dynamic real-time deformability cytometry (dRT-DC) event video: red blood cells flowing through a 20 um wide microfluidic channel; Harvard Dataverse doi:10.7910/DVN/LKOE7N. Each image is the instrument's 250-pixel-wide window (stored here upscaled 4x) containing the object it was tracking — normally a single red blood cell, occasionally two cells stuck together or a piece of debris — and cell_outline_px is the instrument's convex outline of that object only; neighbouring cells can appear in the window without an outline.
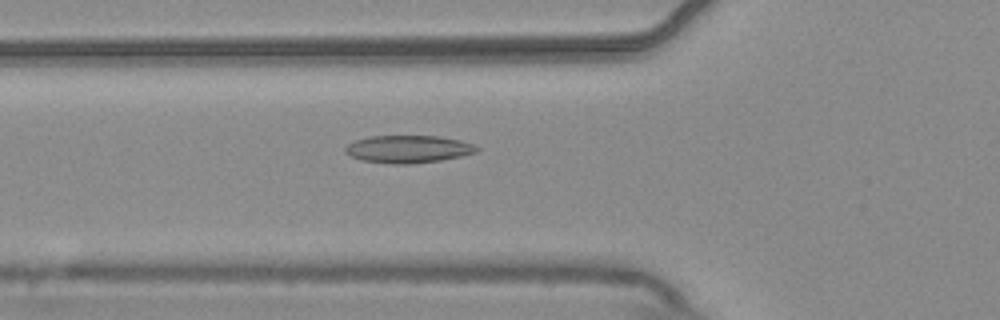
{"species": "common noctule bat (a hibernating species)", "species_latin": "Nyctalus noctula", "temperature_condition": "warm", "stored_images_in_passage": 37, "camera_frame_rate_fps": 3000, "um_per_image_px": 0.085, "animal": {"sex": "male", "body_mass_g": 20.4}, "frame": {"image": 1, "passage_image": 2, "time_ms": 0.333, "image_size_px": [1000, 320], "cell_outline_px": [[480, 148], [476, 152], [460, 156], [440, 160], [408, 164], [392, 164], [360, 160], [348, 156], [344, 152], [344, 148], [348, 144], [356, 140], [368, 136], [440, 136], [460, 140], [472, 144]], "centroid_in_image_um": [34.64, 12.67], "position_along_channel_um": 91.2, "area_um2": 21.15}}
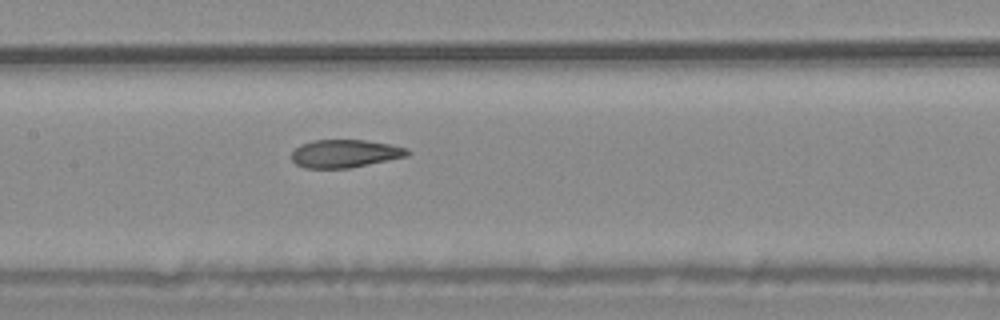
{"frame": {"image": 2, "passage_image": 9, "time_ms": 2.667, "image_size_px": [1000, 320], "cell_outline_px": [[412, 152], [408, 156], [348, 168], [304, 168], [296, 164], [292, 160], [292, 152], [300, 144], [312, 140], [364, 140], [388, 144], [408, 148]], "centroid_in_image_um": [29.32, 13.05], "position_along_channel_um": 178.1, "area_um2": 18.84}}
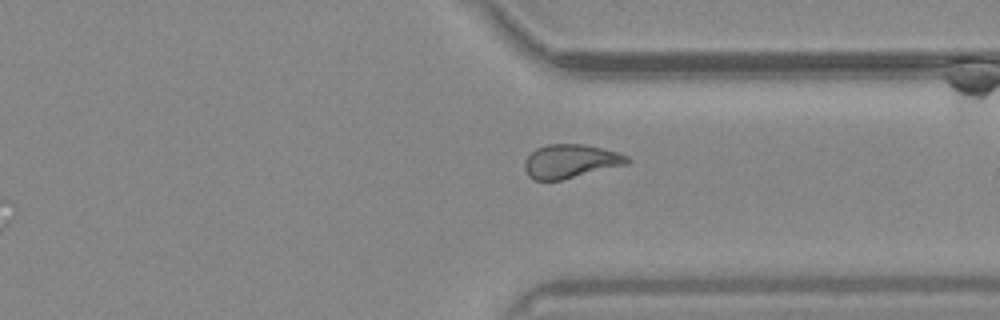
{"frame": {"image": 3, "passage_image": 24, "time_ms": 7.667, "image_size_px": [1000, 320], "cell_outline_px": [[632, 160], [628, 164], [560, 180], [532, 180], [528, 176], [524, 168], [524, 160], [536, 148], [548, 144], [584, 144], [616, 152], [628, 156]], "centroid_in_image_um": [48.47, 13.71], "position_along_channel_um": 362.9, "area_um2": 20.11}}